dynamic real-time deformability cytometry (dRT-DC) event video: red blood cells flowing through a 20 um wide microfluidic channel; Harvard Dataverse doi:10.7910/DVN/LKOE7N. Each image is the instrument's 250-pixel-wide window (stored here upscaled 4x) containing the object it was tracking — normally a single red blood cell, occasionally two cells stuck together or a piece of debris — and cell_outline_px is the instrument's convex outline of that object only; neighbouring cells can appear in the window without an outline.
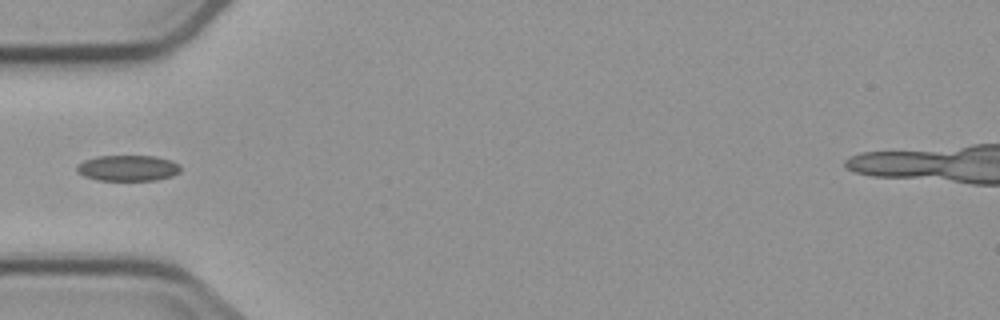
{"species": "common noctule bat (a hibernating species)", "species_latin": "Nyctalus noctula", "temperature_condition": "cold", "stored_images_in_passage": 1, "camera_frame_rate_fps": 3000, "um_per_image_px": 0.085, "animal": {"sex": "male", "body_mass_g": 23.1, "forearm_length_mm": 52.7}, "frame": {"image": 1, "passage_image": 1, "time_ms": 0.0, "image_size_px": [1000, 320], "cell_outline_px": [[180, 172], [172, 176], [156, 180], [96, 180], [84, 176], [76, 168], [76, 164], [84, 160], [96, 156], [156, 156], [180, 164]], "centroid_in_image_um": [10.86, 14.28], "position_along_channel_um": 74.1, "area_um2": 15.61}}